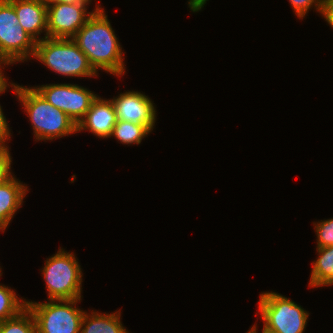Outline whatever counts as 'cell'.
<instances>
[{"label":"cell","instance_id":"cell-17","mask_svg":"<svg viewBox=\"0 0 333 333\" xmlns=\"http://www.w3.org/2000/svg\"><path fill=\"white\" fill-rule=\"evenodd\" d=\"M0 333H36L35 319L28 307L16 316L0 322Z\"/></svg>","mask_w":333,"mask_h":333},{"label":"cell","instance_id":"cell-26","mask_svg":"<svg viewBox=\"0 0 333 333\" xmlns=\"http://www.w3.org/2000/svg\"><path fill=\"white\" fill-rule=\"evenodd\" d=\"M3 67L4 66L3 65L1 66V64H0V89L7 83V79L5 78L3 71H2Z\"/></svg>","mask_w":333,"mask_h":333},{"label":"cell","instance_id":"cell-21","mask_svg":"<svg viewBox=\"0 0 333 333\" xmlns=\"http://www.w3.org/2000/svg\"><path fill=\"white\" fill-rule=\"evenodd\" d=\"M12 157L8 147H0V184L4 183L13 174L11 172Z\"/></svg>","mask_w":333,"mask_h":333},{"label":"cell","instance_id":"cell-5","mask_svg":"<svg viewBox=\"0 0 333 333\" xmlns=\"http://www.w3.org/2000/svg\"><path fill=\"white\" fill-rule=\"evenodd\" d=\"M81 299L48 300V302L26 301L34 316L36 333H80L85 311L76 307Z\"/></svg>","mask_w":333,"mask_h":333},{"label":"cell","instance_id":"cell-4","mask_svg":"<svg viewBox=\"0 0 333 333\" xmlns=\"http://www.w3.org/2000/svg\"><path fill=\"white\" fill-rule=\"evenodd\" d=\"M75 254L60 248L47 258L42 274L48 291L49 300L81 299L82 270Z\"/></svg>","mask_w":333,"mask_h":333},{"label":"cell","instance_id":"cell-23","mask_svg":"<svg viewBox=\"0 0 333 333\" xmlns=\"http://www.w3.org/2000/svg\"><path fill=\"white\" fill-rule=\"evenodd\" d=\"M323 17L325 21L333 28V0H326Z\"/></svg>","mask_w":333,"mask_h":333},{"label":"cell","instance_id":"cell-22","mask_svg":"<svg viewBox=\"0 0 333 333\" xmlns=\"http://www.w3.org/2000/svg\"><path fill=\"white\" fill-rule=\"evenodd\" d=\"M10 84L6 83L1 89L0 94L7 90V86ZM10 129L6 117L3 114L2 107L0 106V147H8L5 144L6 140H10Z\"/></svg>","mask_w":333,"mask_h":333},{"label":"cell","instance_id":"cell-8","mask_svg":"<svg viewBox=\"0 0 333 333\" xmlns=\"http://www.w3.org/2000/svg\"><path fill=\"white\" fill-rule=\"evenodd\" d=\"M51 105L66 113L75 123L85 117L97 94L77 84H46L34 87Z\"/></svg>","mask_w":333,"mask_h":333},{"label":"cell","instance_id":"cell-1","mask_svg":"<svg viewBox=\"0 0 333 333\" xmlns=\"http://www.w3.org/2000/svg\"><path fill=\"white\" fill-rule=\"evenodd\" d=\"M71 39L96 72L101 69L117 77L125 73V53L102 7L96 5L94 13Z\"/></svg>","mask_w":333,"mask_h":333},{"label":"cell","instance_id":"cell-24","mask_svg":"<svg viewBox=\"0 0 333 333\" xmlns=\"http://www.w3.org/2000/svg\"><path fill=\"white\" fill-rule=\"evenodd\" d=\"M208 0H189L188 5L192 12L201 11Z\"/></svg>","mask_w":333,"mask_h":333},{"label":"cell","instance_id":"cell-13","mask_svg":"<svg viewBox=\"0 0 333 333\" xmlns=\"http://www.w3.org/2000/svg\"><path fill=\"white\" fill-rule=\"evenodd\" d=\"M27 189V185H23L13 175L0 184V230L2 232L5 231L14 214L23 205Z\"/></svg>","mask_w":333,"mask_h":333},{"label":"cell","instance_id":"cell-12","mask_svg":"<svg viewBox=\"0 0 333 333\" xmlns=\"http://www.w3.org/2000/svg\"><path fill=\"white\" fill-rule=\"evenodd\" d=\"M19 24L36 41L47 38V6L40 0H9ZM45 32L44 38L38 37Z\"/></svg>","mask_w":333,"mask_h":333},{"label":"cell","instance_id":"cell-14","mask_svg":"<svg viewBox=\"0 0 333 333\" xmlns=\"http://www.w3.org/2000/svg\"><path fill=\"white\" fill-rule=\"evenodd\" d=\"M84 313L80 333H129L120 320V310L111 314Z\"/></svg>","mask_w":333,"mask_h":333},{"label":"cell","instance_id":"cell-11","mask_svg":"<svg viewBox=\"0 0 333 333\" xmlns=\"http://www.w3.org/2000/svg\"><path fill=\"white\" fill-rule=\"evenodd\" d=\"M116 123L117 116L112 100L97 95L85 117L78 123L77 132L88 129L97 137L109 138Z\"/></svg>","mask_w":333,"mask_h":333},{"label":"cell","instance_id":"cell-20","mask_svg":"<svg viewBox=\"0 0 333 333\" xmlns=\"http://www.w3.org/2000/svg\"><path fill=\"white\" fill-rule=\"evenodd\" d=\"M325 1L326 0H289L292 9L299 19H303L311 7H315L316 11L323 16Z\"/></svg>","mask_w":333,"mask_h":333},{"label":"cell","instance_id":"cell-18","mask_svg":"<svg viewBox=\"0 0 333 333\" xmlns=\"http://www.w3.org/2000/svg\"><path fill=\"white\" fill-rule=\"evenodd\" d=\"M26 301L19 300L14 290L0 284V322L16 316L26 307Z\"/></svg>","mask_w":333,"mask_h":333},{"label":"cell","instance_id":"cell-25","mask_svg":"<svg viewBox=\"0 0 333 333\" xmlns=\"http://www.w3.org/2000/svg\"><path fill=\"white\" fill-rule=\"evenodd\" d=\"M42 1L47 7L56 4V3H68L73 4L76 2H91L92 0H40Z\"/></svg>","mask_w":333,"mask_h":333},{"label":"cell","instance_id":"cell-27","mask_svg":"<svg viewBox=\"0 0 333 333\" xmlns=\"http://www.w3.org/2000/svg\"><path fill=\"white\" fill-rule=\"evenodd\" d=\"M258 331H257V324H254L248 331H247V333H257ZM262 333H273V332H271V331H269V330H267V329H265L264 327H263V329H262Z\"/></svg>","mask_w":333,"mask_h":333},{"label":"cell","instance_id":"cell-6","mask_svg":"<svg viewBox=\"0 0 333 333\" xmlns=\"http://www.w3.org/2000/svg\"><path fill=\"white\" fill-rule=\"evenodd\" d=\"M37 41L19 24L13 4L0 0V64L24 62L35 55Z\"/></svg>","mask_w":333,"mask_h":333},{"label":"cell","instance_id":"cell-7","mask_svg":"<svg viewBox=\"0 0 333 333\" xmlns=\"http://www.w3.org/2000/svg\"><path fill=\"white\" fill-rule=\"evenodd\" d=\"M263 327L273 333H303L309 313L291 299L276 292H263L259 299Z\"/></svg>","mask_w":333,"mask_h":333},{"label":"cell","instance_id":"cell-19","mask_svg":"<svg viewBox=\"0 0 333 333\" xmlns=\"http://www.w3.org/2000/svg\"><path fill=\"white\" fill-rule=\"evenodd\" d=\"M313 224L317 235V248L333 246V218Z\"/></svg>","mask_w":333,"mask_h":333},{"label":"cell","instance_id":"cell-15","mask_svg":"<svg viewBox=\"0 0 333 333\" xmlns=\"http://www.w3.org/2000/svg\"><path fill=\"white\" fill-rule=\"evenodd\" d=\"M318 258L312 262L309 286L333 285V246L317 248Z\"/></svg>","mask_w":333,"mask_h":333},{"label":"cell","instance_id":"cell-10","mask_svg":"<svg viewBox=\"0 0 333 333\" xmlns=\"http://www.w3.org/2000/svg\"><path fill=\"white\" fill-rule=\"evenodd\" d=\"M111 100L117 120L146 125L153 130L157 113L154 103L148 96L132 90L120 93L118 97Z\"/></svg>","mask_w":333,"mask_h":333},{"label":"cell","instance_id":"cell-2","mask_svg":"<svg viewBox=\"0 0 333 333\" xmlns=\"http://www.w3.org/2000/svg\"><path fill=\"white\" fill-rule=\"evenodd\" d=\"M10 84L31 121L35 140H52L77 133L76 123L51 105L34 87Z\"/></svg>","mask_w":333,"mask_h":333},{"label":"cell","instance_id":"cell-16","mask_svg":"<svg viewBox=\"0 0 333 333\" xmlns=\"http://www.w3.org/2000/svg\"><path fill=\"white\" fill-rule=\"evenodd\" d=\"M151 129L142 124L130 121L117 120L111 136H114L122 144H140L142 139L151 133Z\"/></svg>","mask_w":333,"mask_h":333},{"label":"cell","instance_id":"cell-9","mask_svg":"<svg viewBox=\"0 0 333 333\" xmlns=\"http://www.w3.org/2000/svg\"><path fill=\"white\" fill-rule=\"evenodd\" d=\"M89 3H56L48 6L47 37L72 38L95 11L87 12Z\"/></svg>","mask_w":333,"mask_h":333},{"label":"cell","instance_id":"cell-3","mask_svg":"<svg viewBox=\"0 0 333 333\" xmlns=\"http://www.w3.org/2000/svg\"><path fill=\"white\" fill-rule=\"evenodd\" d=\"M34 59L55 73L69 77H94L97 72L71 38H44L36 43Z\"/></svg>","mask_w":333,"mask_h":333}]
</instances>
